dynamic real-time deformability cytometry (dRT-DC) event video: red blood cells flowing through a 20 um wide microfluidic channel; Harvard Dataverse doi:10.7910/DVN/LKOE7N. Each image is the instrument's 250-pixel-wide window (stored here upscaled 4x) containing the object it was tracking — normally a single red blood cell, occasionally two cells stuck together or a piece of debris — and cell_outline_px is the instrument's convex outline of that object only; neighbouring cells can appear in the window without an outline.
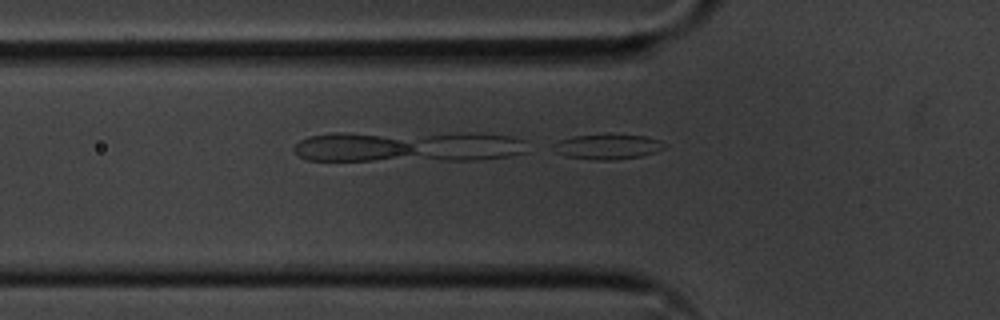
{"species": "common noctule bat (a hibernating species)", "species_latin": "Nyctalus noctula", "temperature_condition": "cold", "stored_images_in_passage": 4, "camera_frame_rate_fps": 3000, "um_per_image_px": 0.085, "animal": {"sex": "male", "body_mass_g": 20.1, "forearm_length_mm": 53.5}, "frame": {"image": 1, "passage_image": 4, "time_ms": 1.0, "image_size_px": [1000, 320], "cell_outline_px": [[668, 144], [664, 148], [656, 152], [640, 156], [616, 160], [592, 160], [564, 156], [556, 152], [552, 144], [560, 140], [572, 136], [608, 132], [648, 136], [660, 140]], "centroid_in_image_um": [51.67, 12.43], "position_along_channel_um": 74.1, "area_um2": 17.05}}